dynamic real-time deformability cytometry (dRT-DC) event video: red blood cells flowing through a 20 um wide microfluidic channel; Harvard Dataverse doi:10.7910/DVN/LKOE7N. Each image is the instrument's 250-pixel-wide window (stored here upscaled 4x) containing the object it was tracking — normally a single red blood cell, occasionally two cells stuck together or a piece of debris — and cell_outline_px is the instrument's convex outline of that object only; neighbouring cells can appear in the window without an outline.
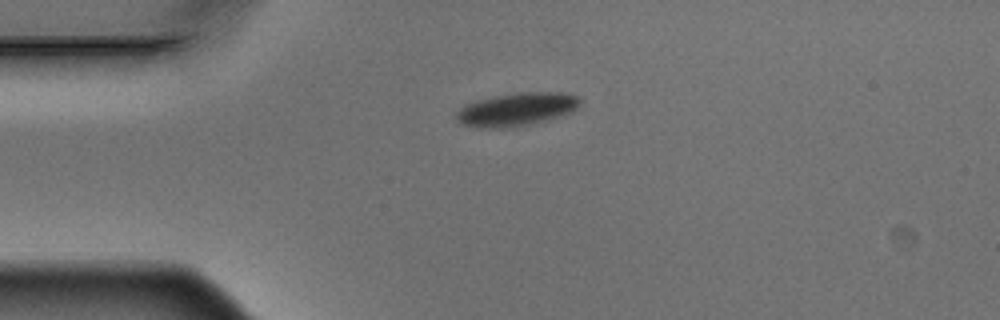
{"species": "Egyptian fruit bat (a non-hibernating species)", "species_latin": "Rousettus aegyptiacus", "temperature_condition": "warm", "stored_images_in_passage": 12, "camera_frame_rate_fps": 3000, "um_per_image_px": 0.085, "animal": {"sex": "male"}, "frame": {"image": 1, "passage_image": 1, "time_ms": 0.0, "image_size_px": [1000, 320], "cell_outline_px": [[580, 104], [572, 112], [544, 120], [528, 124], [504, 128], [480, 128], [460, 124], [456, 116], [456, 112], [464, 104], [476, 100], [516, 92], [564, 92], [580, 96]], "centroid_in_image_um": [43.9, 9.28], "position_along_channel_um": 41.1, "area_um2": 23.93}}
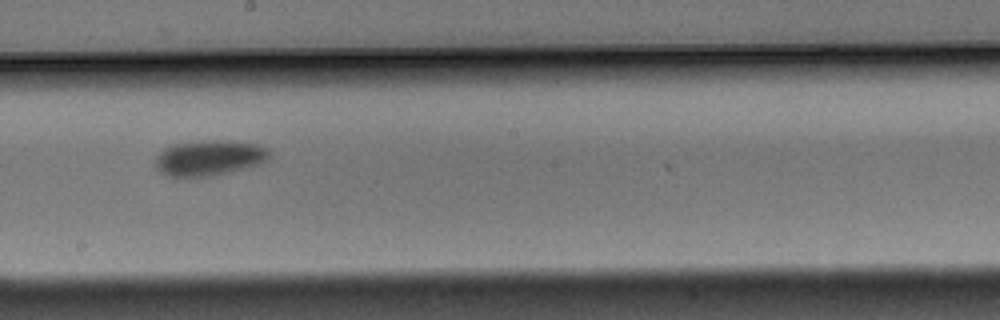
{"frame": {"image": 2, "passage_image": 6, "time_ms": 1.667, "image_size_px": [1000, 320], "cell_outline_px": [[272, 152], [268, 160], [244, 168], [212, 176], [168, 176], [160, 172], [156, 168], [156, 156], [160, 152], [176, 144], [208, 140], [228, 140], [256, 144], [268, 148]], "centroid_in_image_um": [17.82, 13.41], "position_along_channel_um": 230.4, "area_um2": 23.29}}
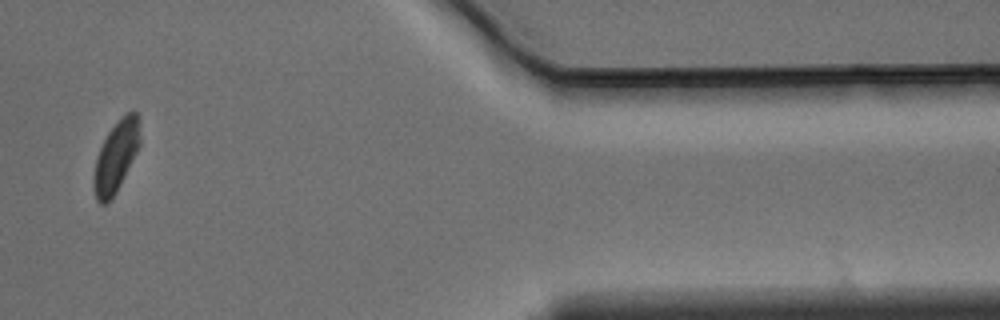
{"frame": {"image": 3, "passage_image": 10, "time_ms": 3.0, "image_size_px": [1000, 320], "cell_outline_px": [[140, 144], [116, 192], [104, 204], [100, 204], [96, 200], [92, 184], [92, 180], [96, 156], [108, 132], [132, 108], [136, 112], [140, 120]], "centroid_in_image_um": [9.85, 13.29], "position_along_channel_um": 401.6, "area_um2": 18.9}}